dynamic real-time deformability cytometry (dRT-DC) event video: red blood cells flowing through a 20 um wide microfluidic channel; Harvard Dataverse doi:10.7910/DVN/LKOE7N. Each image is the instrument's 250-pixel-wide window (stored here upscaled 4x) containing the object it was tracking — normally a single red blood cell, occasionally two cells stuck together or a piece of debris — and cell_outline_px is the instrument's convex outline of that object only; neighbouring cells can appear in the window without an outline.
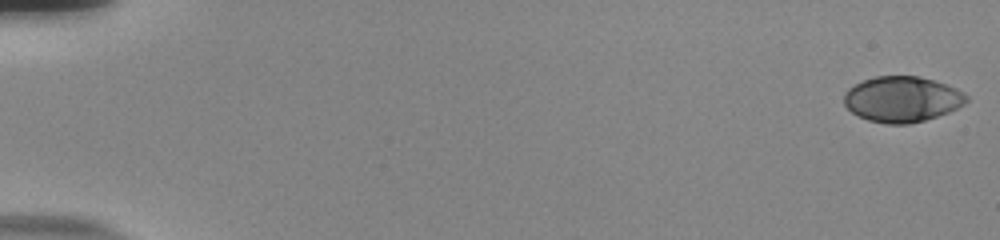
{"species": "human", "species_latin": "Homo sapiens", "temperature_condition": "room temperature", "stored_images_in_passage": 56, "camera_frame_rate_fps": 3000, "um_per_image_px": 0.085, "donor": {"sex": "male"}, "frame": {"image": 1, "passage_image": 1, "time_ms": 0.0, "image_size_px": [1000, 240], "cell_outline_px": [[968, 100], [964, 104], [948, 112], [924, 120], [908, 124], [884, 124], [868, 120], [852, 112], [844, 104], [844, 92], [848, 88], [864, 80], [876, 76], [920, 76], [956, 88], [964, 92], [968, 96]], "centroid_in_image_um": [76.67, 8.43], "position_along_channel_um": 8.3, "area_um2": 32.43}}
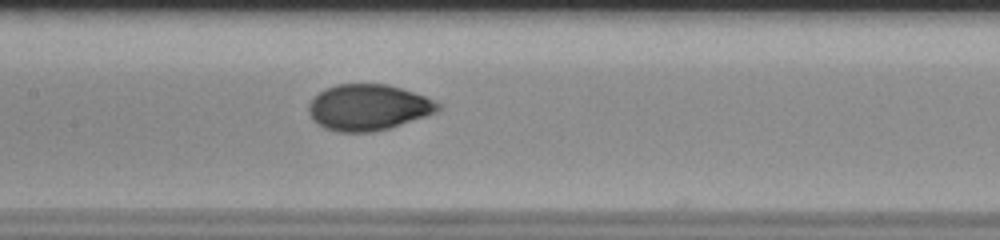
{"frame": {"image": 2, "passage_image": 29, "time_ms": 9.333, "image_size_px": [1000, 240], "cell_outline_px": [[440, 108], [436, 112], [388, 128], [372, 132], [336, 132], [324, 128], [316, 124], [312, 120], [308, 112], [308, 104], [324, 88], [336, 84], [388, 84], [424, 96], [440, 104]], "centroid_in_image_um": [31.23, 9.13], "position_along_channel_um": 176.2, "area_um2": 34.51}}
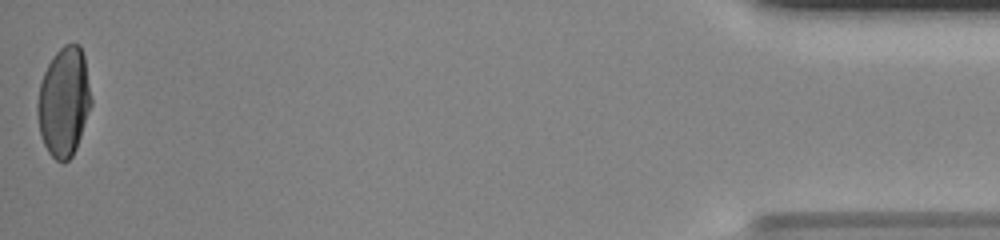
{"frame": {"image": 3, "passage_image": 56, "time_ms": 18.333, "image_size_px": [1000, 240], "cell_outline_px": [[92, 104], [76, 148], [72, 156], [64, 164], [56, 160], [48, 152], [44, 144], [40, 132], [36, 112], [36, 104], [40, 84], [44, 72], [48, 64], [56, 52], [64, 44], [80, 44], [84, 56], [92, 100]], "centroid_in_image_um": [5.43, 8.67], "position_along_channel_um": 429.8, "area_um2": 34.28}, "authors_computed_cell_mechanics": {"area_um2": 34.102, "velocity_mm_per_s": 3.7471, "shape_relaxation_time_tau1_ms": 6.8614, "shape_relaxation_time_tau2_ms": null, "deformation_change_tau1": 0.2213, "deformation_change_tau2": null}}